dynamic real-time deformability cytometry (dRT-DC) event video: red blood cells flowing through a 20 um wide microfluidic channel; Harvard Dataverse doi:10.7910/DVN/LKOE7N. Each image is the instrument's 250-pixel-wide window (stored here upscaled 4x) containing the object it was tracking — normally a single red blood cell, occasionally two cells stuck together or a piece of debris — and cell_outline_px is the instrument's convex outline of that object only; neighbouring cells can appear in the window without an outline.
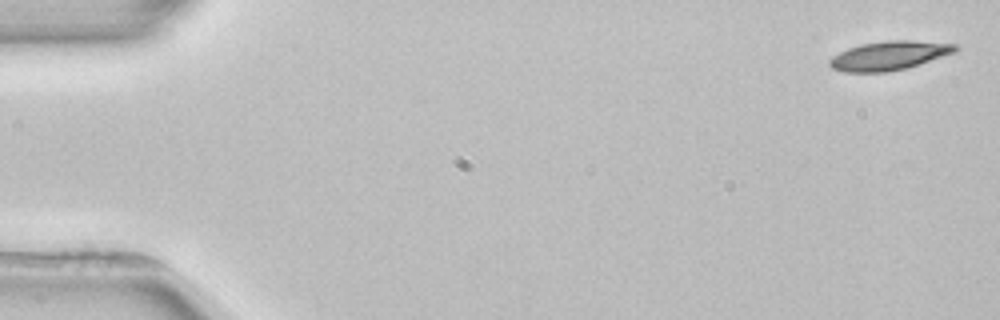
{"species": "common noctule bat (a hibernating species)", "species_latin": "Nyctalus noctula", "temperature_condition": "room temperature", "stored_images_in_passage": 4, "camera_frame_rate_fps": 3000, "um_per_image_px": 0.085, "animal": {"sex": "female", "body_mass_g": 22.7, "forearm_length_mm": 54.2}, "frame": {"image": 1, "passage_image": 1, "time_ms": 0.0, "image_size_px": [1000, 320], "cell_outline_px": [[960, 48], [956, 52], [904, 68], [884, 72], [844, 72], [832, 68], [828, 64], [828, 60], [832, 56], [848, 48], [860, 44], [888, 40], [912, 40], [960, 44]], "centroid_in_image_um": [75.58, 4.71], "position_along_channel_um": 9.4, "area_um2": 21.21}}
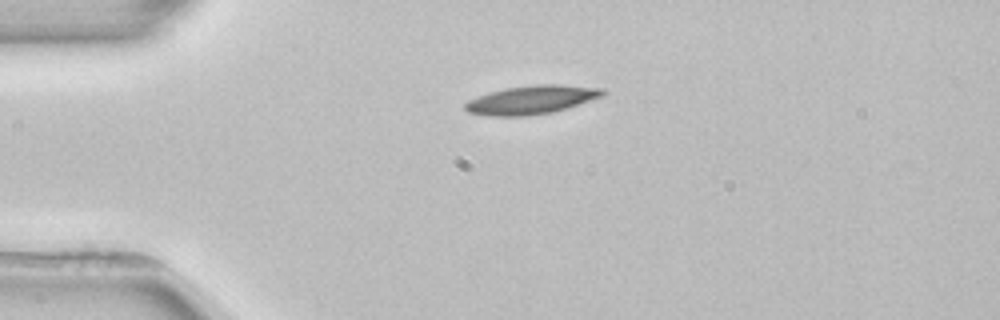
{"frame": {"image": 2, "passage_image": 3, "time_ms": 3.667, "image_size_px": [1000, 320], "cell_outline_px": [[608, 92], [604, 96], [568, 108], [552, 112], [524, 116], [488, 116], [468, 112], [464, 108], [464, 104], [468, 100], [488, 92], [504, 88], [536, 84], [560, 84], [604, 88]], "centroid_in_image_um": [45.21, 8.47], "position_along_channel_um": 39.8, "area_um2": 23.24}}